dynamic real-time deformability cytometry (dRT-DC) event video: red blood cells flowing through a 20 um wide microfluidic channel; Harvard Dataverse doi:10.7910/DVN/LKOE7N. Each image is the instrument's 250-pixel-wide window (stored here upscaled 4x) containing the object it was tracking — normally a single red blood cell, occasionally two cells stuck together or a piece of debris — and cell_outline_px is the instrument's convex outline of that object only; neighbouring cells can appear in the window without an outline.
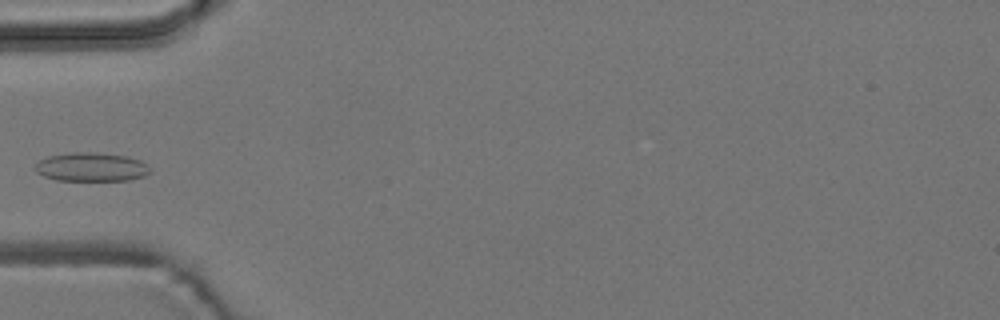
{"species": "common noctule bat (a hibernating species)", "species_latin": "Nyctalus noctula", "temperature_condition": "room temperature", "stored_images_in_passage": 3, "camera_frame_rate_fps": 3000, "um_per_image_px": 0.085, "animal": {"sex": "male", "body_mass_g": 19.2, "forearm_length_mm": 51.8}, "frame": {"image": 1, "passage_image": 3, "time_ms": 3.0, "image_size_px": [1000, 320], "cell_outline_px": [[152, 172], [144, 176], [128, 180], [56, 180], [44, 176], [36, 172], [32, 168], [40, 160], [48, 156], [76, 152], [92, 152], [128, 156], [140, 160], [148, 164], [152, 168]], "centroid_in_image_um": [7.79, 14.19], "position_along_channel_um": 77.2, "area_um2": 19.42}}